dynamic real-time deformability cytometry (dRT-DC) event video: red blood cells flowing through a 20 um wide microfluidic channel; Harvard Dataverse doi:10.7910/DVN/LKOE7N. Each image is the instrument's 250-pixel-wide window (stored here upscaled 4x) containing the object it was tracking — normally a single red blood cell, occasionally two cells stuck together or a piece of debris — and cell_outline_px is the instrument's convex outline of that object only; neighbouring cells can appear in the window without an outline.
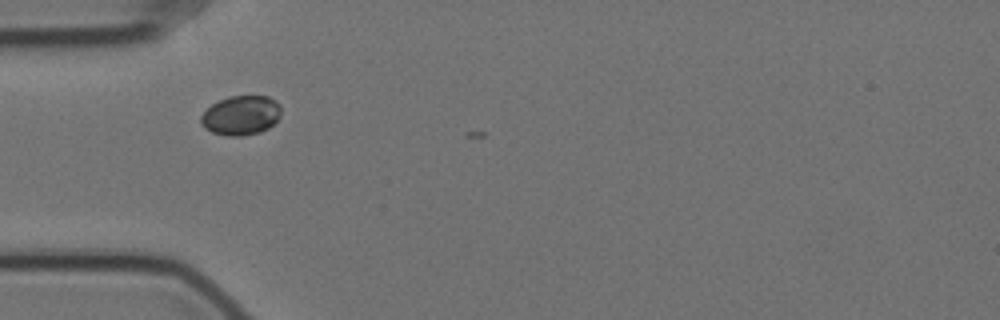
{"species": "Egyptian fruit bat (a non-hibernating species)", "species_latin": "Rousettus aegyptiacus", "temperature_condition": "cold", "stored_images_in_passage": 2, "camera_frame_rate_fps": 3000, "um_per_image_px": 0.085, "animal": {"sex": "female"}, "frame": {"image": 1, "passage_image": 1, "time_ms": 0.0, "image_size_px": [1000, 320], "cell_outline_px": [[280, 116], [268, 128], [260, 132], [240, 136], [228, 136], [212, 132], [204, 128], [200, 124], [200, 116], [212, 104], [228, 96], [268, 96], [276, 100], [280, 104]], "centroid_in_image_um": [20.47, 9.8], "position_along_channel_um": 64.5, "area_um2": 18.44}}